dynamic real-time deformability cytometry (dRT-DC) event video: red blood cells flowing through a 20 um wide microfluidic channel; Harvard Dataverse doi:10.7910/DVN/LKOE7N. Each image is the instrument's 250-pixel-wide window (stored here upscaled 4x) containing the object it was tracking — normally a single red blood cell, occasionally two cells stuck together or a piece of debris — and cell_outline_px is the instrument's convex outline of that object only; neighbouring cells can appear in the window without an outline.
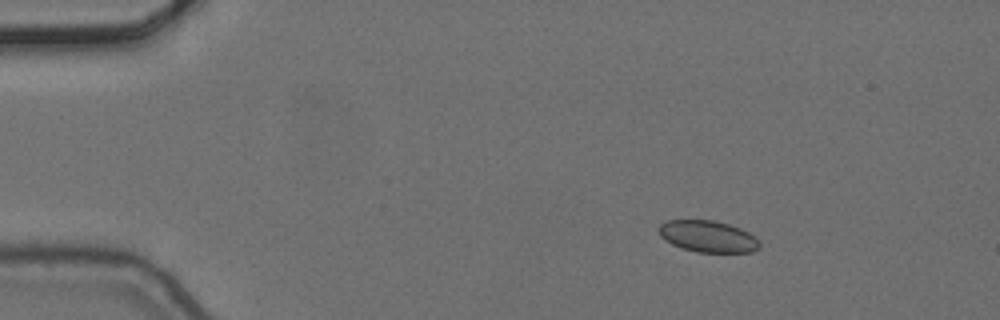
{"species": "common noctule bat (a hibernating species)", "species_latin": "Nyctalus noctula", "temperature_condition": "cold", "stored_images_in_passage": 5, "camera_frame_rate_fps": 3000, "um_per_image_px": 0.085, "animal": {"sex": "female", "body_mass_g": 24.6, "forearm_length_mm": 56.2}, "frame": {"image": 1, "passage_image": 1, "time_ms": 0.0, "image_size_px": [1000, 320], "cell_outline_px": [[760, 248], [752, 252], [696, 252], [680, 248], [664, 240], [660, 236], [656, 228], [664, 220], [712, 220], [728, 224], [740, 228], [748, 232], [760, 240]], "centroid_in_image_um": [60.14, 20.09], "position_along_channel_um": 24.9, "area_um2": 18.84}}
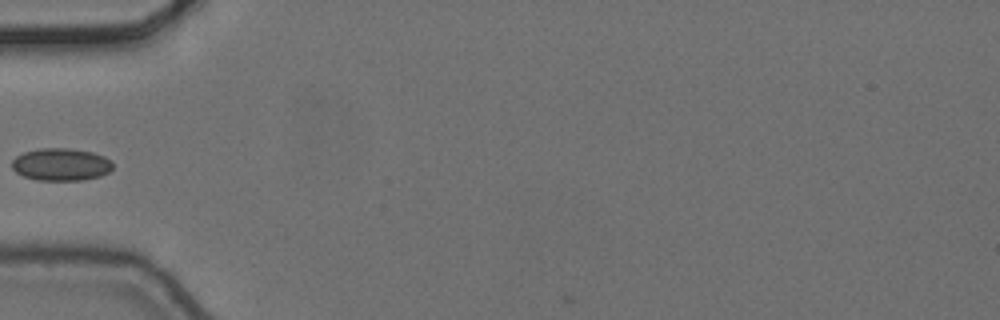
{"frame": {"image": 2, "passage_image": 4, "time_ms": 1.0, "image_size_px": [1000, 320], "cell_outline_px": [[112, 168], [108, 172], [100, 176], [84, 180], [36, 180], [24, 176], [16, 172], [12, 168], [12, 160], [16, 156], [24, 152], [40, 148], [68, 148], [92, 152], [104, 156], [112, 160]], "centroid_in_image_um": [5.19, 13.98], "position_along_channel_um": 79.8, "area_um2": 19.13}}